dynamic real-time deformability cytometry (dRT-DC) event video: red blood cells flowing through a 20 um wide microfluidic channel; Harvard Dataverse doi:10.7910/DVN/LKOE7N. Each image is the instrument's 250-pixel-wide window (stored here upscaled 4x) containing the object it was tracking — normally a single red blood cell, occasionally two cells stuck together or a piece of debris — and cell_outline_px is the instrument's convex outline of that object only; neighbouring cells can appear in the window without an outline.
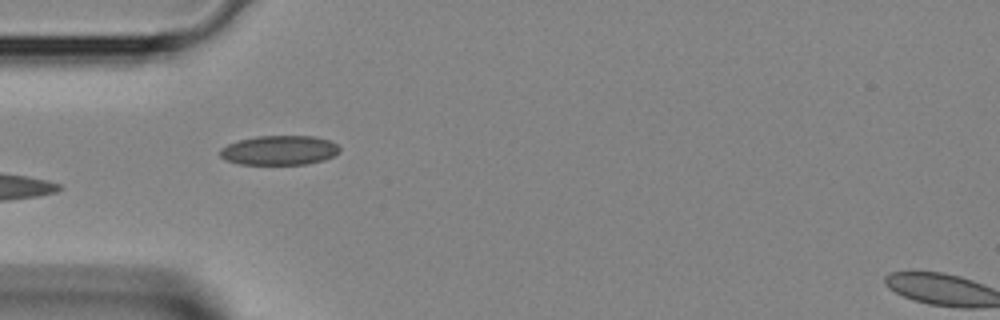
{"species": "Egyptian fruit bat (a non-hibernating species)", "species_latin": "Rousettus aegyptiacus", "temperature_condition": "room temperature", "stored_images_in_passage": 2, "camera_frame_rate_fps": 3000, "um_per_image_px": 0.085, "animal": {"sex": "female"}, "frame": {"image": 1, "passage_image": 2, "time_ms": 0.333, "image_size_px": [1000, 320], "cell_outline_px": [[340, 152], [324, 160], [308, 164], [240, 164], [224, 160], [220, 156], [220, 148], [228, 144], [240, 140], [256, 136], [312, 136], [328, 140], [336, 144], [340, 148]], "centroid_in_image_um": [23.73, 12.78], "position_along_channel_um": 61.3, "area_um2": 20.52}}